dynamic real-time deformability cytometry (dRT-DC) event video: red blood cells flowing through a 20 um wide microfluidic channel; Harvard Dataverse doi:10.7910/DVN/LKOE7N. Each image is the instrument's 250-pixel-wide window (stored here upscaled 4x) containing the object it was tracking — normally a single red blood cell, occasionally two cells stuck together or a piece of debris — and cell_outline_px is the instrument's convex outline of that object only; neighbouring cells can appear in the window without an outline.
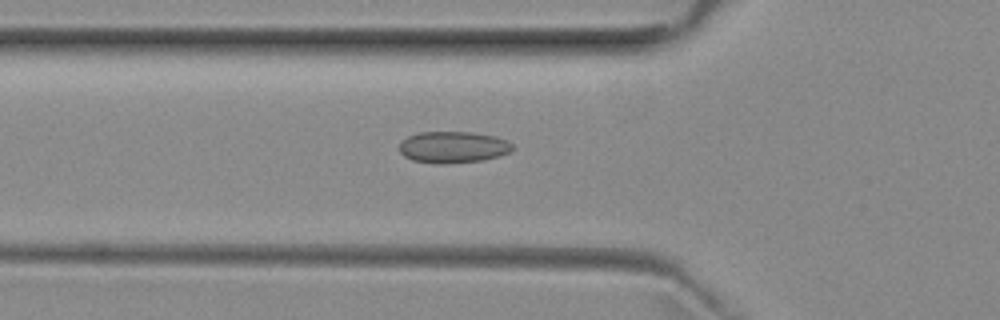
{"species": "common noctule bat (a hibernating species)", "species_latin": "Nyctalus noctula", "temperature_condition": "room temperature", "stored_images_in_passage": 44, "camera_frame_rate_fps": 3000, "um_per_image_px": 0.085, "animal": {"sex": "female", "body_mass_g": 29.2, "forearm_length_mm": 56.3}, "frame": {"image": 1, "passage_image": 13, "time_ms": 4.0, "image_size_px": [1000, 320], "cell_outline_px": [[512, 148], [508, 152], [500, 156], [484, 160], [448, 164], [436, 164], [412, 160], [404, 156], [400, 152], [400, 140], [416, 132], [472, 132], [496, 136], [508, 140], [512, 144]], "centroid_in_image_um": [38.49, 12.51], "position_along_channel_um": 87.3, "area_um2": 21.1}}
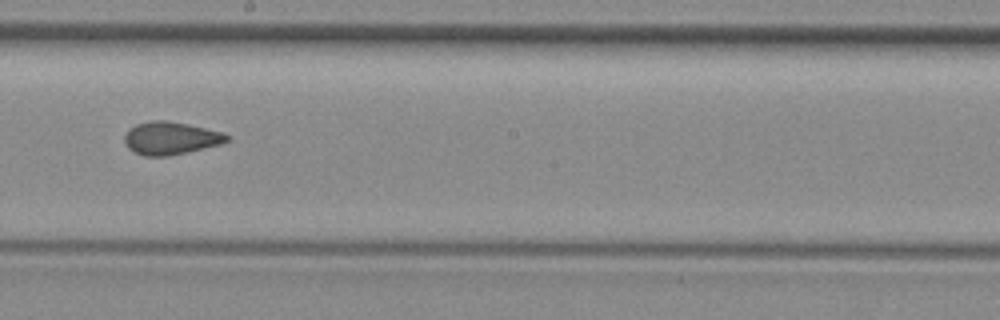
{"frame": {"image": 2, "passage_image": 24, "time_ms": 7.667, "image_size_px": [1000, 320], "cell_outline_px": [[228, 140], [220, 144], [168, 156], [144, 156], [128, 148], [124, 140], [124, 136], [128, 128], [136, 124], [152, 120], [164, 120], [188, 124], [224, 132], [228, 136]], "centroid_in_image_um": [14.47, 11.73], "position_along_channel_um": 233.7, "area_um2": 19.42}}
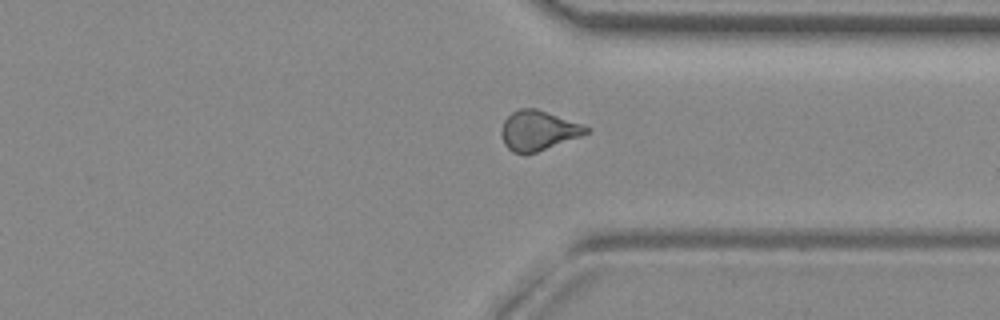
{"frame": {"image": 3, "passage_image": 34, "time_ms": 11.0, "image_size_px": [1000, 320], "cell_outline_px": [[592, 128], [588, 132], [580, 136], [536, 152], [524, 156], [512, 152], [504, 144], [500, 132], [504, 120], [512, 112], [520, 108], [536, 108], [584, 124]], "centroid_in_image_um": [45.73, 11.1], "position_along_channel_um": 365.7, "area_um2": 19.83}}